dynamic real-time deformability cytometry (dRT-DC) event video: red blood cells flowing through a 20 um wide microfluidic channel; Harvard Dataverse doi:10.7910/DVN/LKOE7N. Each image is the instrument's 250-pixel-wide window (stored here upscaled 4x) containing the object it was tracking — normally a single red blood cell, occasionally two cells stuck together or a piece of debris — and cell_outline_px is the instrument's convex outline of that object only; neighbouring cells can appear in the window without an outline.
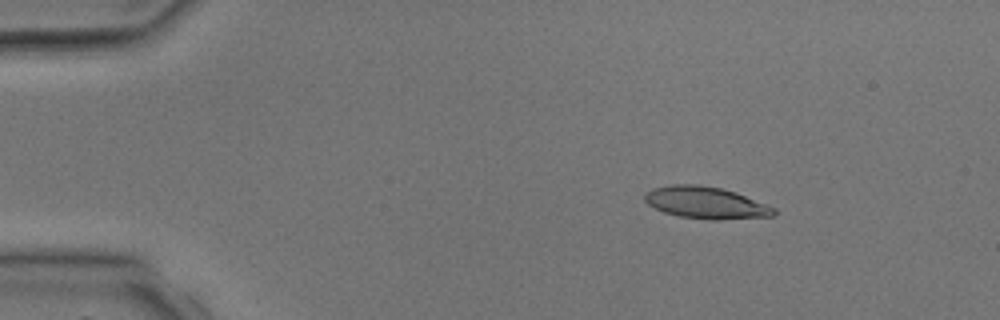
{"species": "common noctule bat (a hibernating species)", "species_latin": "Nyctalus noctula", "temperature_condition": "room temperature", "stored_images_in_passage": 3, "camera_frame_rate_fps": 3000, "um_per_image_px": 0.085, "animal": {"sex": "male", "body_mass_g": 17.9, "forearm_length_mm": 54.2}, "frame": {"image": 1, "passage_image": 2, "time_ms": 1.333, "image_size_px": [1000, 320], "cell_outline_px": [[776, 212], [772, 216], [716, 220], [708, 220], [680, 216], [664, 212], [648, 204], [644, 200], [644, 192], [652, 188], [672, 184], [696, 184], [720, 188], [736, 192], [776, 208]], "centroid_in_image_um": [59.97, 17.22], "position_along_channel_um": 25.0, "area_um2": 24.04}}
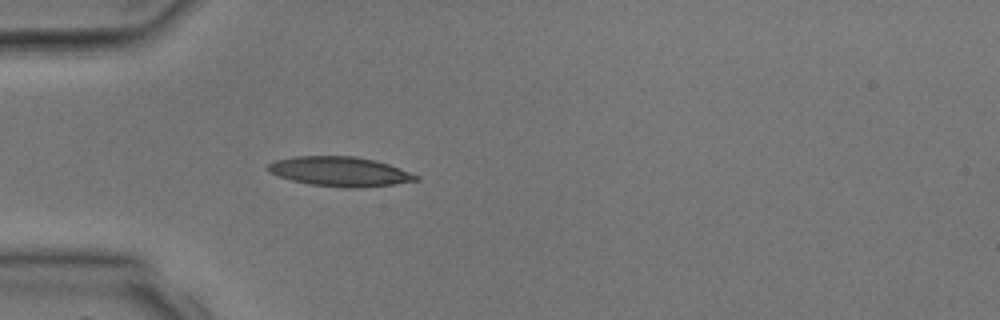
{"frame": {"image": 2, "passage_image": 3, "time_ms": 3.333, "image_size_px": [1000, 320], "cell_outline_px": [[420, 180], [392, 184], [360, 188], [344, 188], [308, 184], [292, 180], [268, 172], [264, 168], [268, 164], [276, 160], [292, 156], [352, 156], [376, 160], [400, 168], [420, 176]], "centroid_in_image_um": [28.87, 14.58], "position_along_channel_um": 56.1, "area_um2": 25.66}}